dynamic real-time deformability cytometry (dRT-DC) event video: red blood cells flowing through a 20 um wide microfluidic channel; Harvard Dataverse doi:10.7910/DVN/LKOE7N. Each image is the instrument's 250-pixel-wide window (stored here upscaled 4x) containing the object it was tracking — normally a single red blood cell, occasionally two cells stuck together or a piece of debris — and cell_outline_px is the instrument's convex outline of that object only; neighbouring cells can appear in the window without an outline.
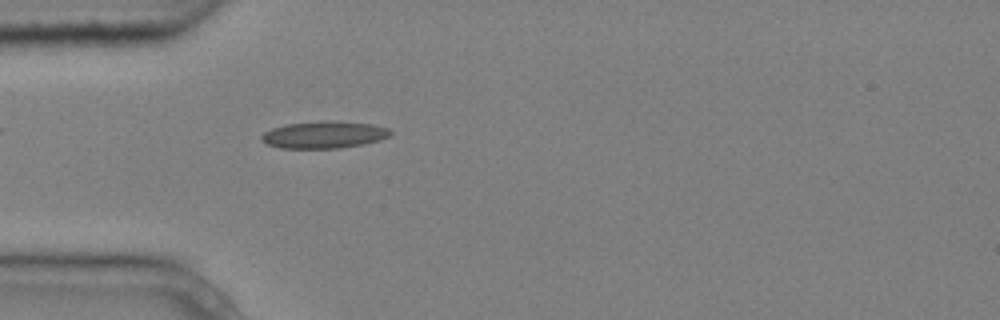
{"species": "common noctule bat (a hibernating species)", "species_latin": "Nyctalus noctula", "temperature_condition": "cold", "stored_images_in_passage": 6, "camera_frame_rate_fps": 3000, "um_per_image_px": 0.085, "animal": {"sex": "male", "body_mass_g": 20.4}, "frame": {"image": 1, "passage_image": 6, "time_ms": 1.667, "image_size_px": [1000, 320], "cell_outline_px": [[392, 136], [380, 140], [364, 144], [340, 148], [280, 148], [268, 144], [260, 140], [260, 136], [264, 132], [272, 128], [288, 124], [324, 120], [372, 124], [388, 128], [392, 132]], "centroid_in_image_um": [27.56, 11.45], "position_along_channel_um": 57.4, "area_um2": 20.4}}